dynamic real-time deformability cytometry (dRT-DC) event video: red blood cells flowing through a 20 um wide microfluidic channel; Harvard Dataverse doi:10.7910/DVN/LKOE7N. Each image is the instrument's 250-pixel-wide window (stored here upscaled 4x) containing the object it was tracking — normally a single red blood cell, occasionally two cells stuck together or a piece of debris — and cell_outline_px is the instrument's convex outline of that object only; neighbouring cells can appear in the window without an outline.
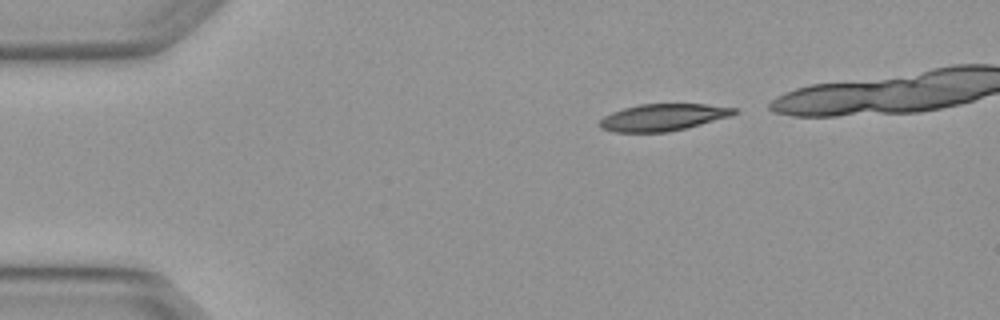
{"species": "Egyptian fruit bat (a non-hibernating species)", "species_latin": "Rousettus aegyptiacus", "temperature_condition": "warm", "stored_images_in_passage": 4, "camera_frame_rate_fps": 3000, "um_per_image_px": 0.085, "animal": {"sex": "female"}, "frame": {"image": 1, "passage_image": 1, "time_ms": 0.0, "image_size_px": [1000, 320], "cell_outline_px": [[740, 112], [732, 116], [668, 132], [612, 132], [600, 128], [596, 124], [604, 116], [612, 112], [624, 108], [640, 104], [708, 104], [736, 108]], "centroid_in_image_um": [56.35, 9.97], "position_along_channel_um": 28.7, "area_um2": 21.21}}